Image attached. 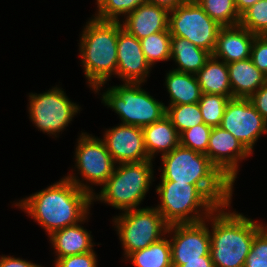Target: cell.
<instances>
[{"label":"cell","mask_w":267,"mask_h":267,"mask_svg":"<svg viewBox=\"0 0 267 267\" xmlns=\"http://www.w3.org/2000/svg\"><path fill=\"white\" fill-rule=\"evenodd\" d=\"M97 13L94 18L101 21H120L121 14L125 17L147 0H96Z\"/></svg>","instance_id":"f546056e"},{"label":"cell","mask_w":267,"mask_h":267,"mask_svg":"<svg viewBox=\"0 0 267 267\" xmlns=\"http://www.w3.org/2000/svg\"><path fill=\"white\" fill-rule=\"evenodd\" d=\"M30 120L36 128L49 135H56L66 129L80 106L71 102L66 93L57 86L45 93L29 95Z\"/></svg>","instance_id":"30bf717a"},{"label":"cell","mask_w":267,"mask_h":267,"mask_svg":"<svg viewBox=\"0 0 267 267\" xmlns=\"http://www.w3.org/2000/svg\"><path fill=\"white\" fill-rule=\"evenodd\" d=\"M239 25L256 36L267 35V0H259L240 17Z\"/></svg>","instance_id":"4dcf8cb0"},{"label":"cell","mask_w":267,"mask_h":267,"mask_svg":"<svg viewBox=\"0 0 267 267\" xmlns=\"http://www.w3.org/2000/svg\"><path fill=\"white\" fill-rule=\"evenodd\" d=\"M166 107V115L180 134L195 125L204 123L198 103L171 105Z\"/></svg>","instance_id":"83f0119b"},{"label":"cell","mask_w":267,"mask_h":267,"mask_svg":"<svg viewBox=\"0 0 267 267\" xmlns=\"http://www.w3.org/2000/svg\"><path fill=\"white\" fill-rule=\"evenodd\" d=\"M126 260H131L136 267H172L170 240L163 237L148 247L134 251Z\"/></svg>","instance_id":"d4e9b609"},{"label":"cell","mask_w":267,"mask_h":267,"mask_svg":"<svg viewBox=\"0 0 267 267\" xmlns=\"http://www.w3.org/2000/svg\"><path fill=\"white\" fill-rule=\"evenodd\" d=\"M250 58L253 64L267 75V35L255 36L251 46Z\"/></svg>","instance_id":"e575fe53"},{"label":"cell","mask_w":267,"mask_h":267,"mask_svg":"<svg viewBox=\"0 0 267 267\" xmlns=\"http://www.w3.org/2000/svg\"><path fill=\"white\" fill-rule=\"evenodd\" d=\"M232 98H250L267 82V75L260 71L251 58L227 64Z\"/></svg>","instance_id":"d6986e66"},{"label":"cell","mask_w":267,"mask_h":267,"mask_svg":"<svg viewBox=\"0 0 267 267\" xmlns=\"http://www.w3.org/2000/svg\"><path fill=\"white\" fill-rule=\"evenodd\" d=\"M187 0H147L148 3L163 7L168 11H172Z\"/></svg>","instance_id":"74e56055"},{"label":"cell","mask_w":267,"mask_h":267,"mask_svg":"<svg viewBox=\"0 0 267 267\" xmlns=\"http://www.w3.org/2000/svg\"><path fill=\"white\" fill-rule=\"evenodd\" d=\"M152 161L117 164L99 194L92 196L93 201L100 200L123 212L138 209L154 178Z\"/></svg>","instance_id":"8992f818"},{"label":"cell","mask_w":267,"mask_h":267,"mask_svg":"<svg viewBox=\"0 0 267 267\" xmlns=\"http://www.w3.org/2000/svg\"><path fill=\"white\" fill-rule=\"evenodd\" d=\"M205 220L196 223H179L168 226L173 236L171 245L172 267L184 265V261L203 260L210 253V230Z\"/></svg>","instance_id":"4fadbf2b"},{"label":"cell","mask_w":267,"mask_h":267,"mask_svg":"<svg viewBox=\"0 0 267 267\" xmlns=\"http://www.w3.org/2000/svg\"><path fill=\"white\" fill-rule=\"evenodd\" d=\"M224 95L202 93L198 102L204 123L210 127H220L228 101Z\"/></svg>","instance_id":"f1b7e54d"},{"label":"cell","mask_w":267,"mask_h":267,"mask_svg":"<svg viewBox=\"0 0 267 267\" xmlns=\"http://www.w3.org/2000/svg\"><path fill=\"white\" fill-rule=\"evenodd\" d=\"M220 127L229 131L251 154L258 138L267 133V121L249 99L243 98L228 101Z\"/></svg>","instance_id":"8fae6325"},{"label":"cell","mask_w":267,"mask_h":267,"mask_svg":"<svg viewBox=\"0 0 267 267\" xmlns=\"http://www.w3.org/2000/svg\"><path fill=\"white\" fill-rule=\"evenodd\" d=\"M151 66L145 59L140 40L122 28L119 21L116 75L124 82L143 83Z\"/></svg>","instance_id":"2e32d148"},{"label":"cell","mask_w":267,"mask_h":267,"mask_svg":"<svg viewBox=\"0 0 267 267\" xmlns=\"http://www.w3.org/2000/svg\"><path fill=\"white\" fill-rule=\"evenodd\" d=\"M122 28L139 40L168 30L169 11L151 3H143L126 15Z\"/></svg>","instance_id":"e0dca14e"},{"label":"cell","mask_w":267,"mask_h":267,"mask_svg":"<svg viewBox=\"0 0 267 267\" xmlns=\"http://www.w3.org/2000/svg\"><path fill=\"white\" fill-rule=\"evenodd\" d=\"M202 93L232 98L227 64L211 55L195 74Z\"/></svg>","instance_id":"7402d4cb"},{"label":"cell","mask_w":267,"mask_h":267,"mask_svg":"<svg viewBox=\"0 0 267 267\" xmlns=\"http://www.w3.org/2000/svg\"><path fill=\"white\" fill-rule=\"evenodd\" d=\"M54 262L55 267H97V255L92 250L88 253L58 258Z\"/></svg>","instance_id":"836d02e7"},{"label":"cell","mask_w":267,"mask_h":267,"mask_svg":"<svg viewBox=\"0 0 267 267\" xmlns=\"http://www.w3.org/2000/svg\"><path fill=\"white\" fill-rule=\"evenodd\" d=\"M259 0H235L236 9L241 16L247 9L257 3Z\"/></svg>","instance_id":"ab89813d"},{"label":"cell","mask_w":267,"mask_h":267,"mask_svg":"<svg viewBox=\"0 0 267 267\" xmlns=\"http://www.w3.org/2000/svg\"><path fill=\"white\" fill-rule=\"evenodd\" d=\"M171 34L169 29L140 39L146 61L152 67L157 61L171 59Z\"/></svg>","instance_id":"484cf974"},{"label":"cell","mask_w":267,"mask_h":267,"mask_svg":"<svg viewBox=\"0 0 267 267\" xmlns=\"http://www.w3.org/2000/svg\"><path fill=\"white\" fill-rule=\"evenodd\" d=\"M161 181L200 186L219 206L231 204L233 184L202 154L181 145L161 155Z\"/></svg>","instance_id":"3957f363"},{"label":"cell","mask_w":267,"mask_h":267,"mask_svg":"<svg viewBox=\"0 0 267 267\" xmlns=\"http://www.w3.org/2000/svg\"><path fill=\"white\" fill-rule=\"evenodd\" d=\"M142 83L124 82L102 94V102L117 113L121 124L145 127L166 115L164 103L141 88Z\"/></svg>","instance_id":"52a82bcc"},{"label":"cell","mask_w":267,"mask_h":267,"mask_svg":"<svg viewBox=\"0 0 267 267\" xmlns=\"http://www.w3.org/2000/svg\"><path fill=\"white\" fill-rule=\"evenodd\" d=\"M113 220L125 258L161 240L169 226L155 207L126 210Z\"/></svg>","instance_id":"ba28073f"},{"label":"cell","mask_w":267,"mask_h":267,"mask_svg":"<svg viewBox=\"0 0 267 267\" xmlns=\"http://www.w3.org/2000/svg\"><path fill=\"white\" fill-rule=\"evenodd\" d=\"M248 99L261 116L267 121V82Z\"/></svg>","instance_id":"d590c367"},{"label":"cell","mask_w":267,"mask_h":267,"mask_svg":"<svg viewBox=\"0 0 267 267\" xmlns=\"http://www.w3.org/2000/svg\"><path fill=\"white\" fill-rule=\"evenodd\" d=\"M211 54L182 37L171 38V59L179 67L177 72L196 74L205 64Z\"/></svg>","instance_id":"603a6c76"},{"label":"cell","mask_w":267,"mask_h":267,"mask_svg":"<svg viewBox=\"0 0 267 267\" xmlns=\"http://www.w3.org/2000/svg\"><path fill=\"white\" fill-rule=\"evenodd\" d=\"M221 28L222 26L211 19L195 0H187L169 11L168 29L171 36L186 38L211 55Z\"/></svg>","instance_id":"9c48e42d"},{"label":"cell","mask_w":267,"mask_h":267,"mask_svg":"<svg viewBox=\"0 0 267 267\" xmlns=\"http://www.w3.org/2000/svg\"><path fill=\"white\" fill-rule=\"evenodd\" d=\"M165 80L171 98L169 106L199 102L202 92L195 74L171 70Z\"/></svg>","instance_id":"cb8c5ba5"},{"label":"cell","mask_w":267,"mask_h":267,"mask_svg":"<svg viewBox=\"0 0 267 267\" xmlns=\"http://www.w3.org/2000/svg\"><path fill=\"white\" fill-rule=\"evenodd\" d=\"M256 35L240 25L222 27L213 52L226 64L250 58L251 46Z\"/></svg>","instance_id":"ac0fdd59"},{"label":"cell","mask_w":267,"mask_h":267,"mask_svg":"<svg viewBox=\"0 0 267 267\" xmlns=\"http://www.w3.org/2000/svg\"><path fill=\"white\" fill-rule=\"evenodd\" d=\"M227 207L230 204L218 207L206 219L212 222L210 257L214 267H244L253 239L264 225Z\"/></svg>","instance_id":"7a4b0ae2"},{"label":"cell","mask_w":267,"mask_h":267,"mask_svg":"<svg viewBox=\"0 0 267 267\" xmlns=\"http://www.w3.org/2000/svg\"><path fill=\"white\" fill-rule=\"evenodd\" d=\"M212 127L205 123L195 125L179 134L180 145L193 151L206 154Z\"/></svg>","instance_id":"1f68e13d"},{"label":"cell","mask_w":267,"mask_h":267,"mask_svg":"<svg viewBox=\"0 0 267 267\" xmlns=\"http://www.w3.org/2000/svg\"><path fill=\"white\" fill-rule=\"evenodd\" d=\"M206 155L234 185L239 172V161L246 159L251 153L229 131L223 130L221 127H213Z\"/></svg>","instance_id":"5bb4252c"},{"label":"cell","mask_w":267,"mask_h":267,"mask_svg":"<svg viewBox=\"0 0 267 267\" xmlns=\"http://www.w3.org/2000/svg\"><path fill=\"white\" fill-rule=\"evenodd\" d=\"M103 141L116 164L151 160L145 149L141 127L120 123L119 126L106 129Z\"/></svg>","instance_id":"9a60e30c"},{"label":"cell","mask_w":267,"mask_h":267,"mask_svg":"<svg viewBox=\"0 0 267 267\" xmlns=\"http://www.w3.org/2000/svg\"><path fill=\"white\" fill-rule=\"evenodd\" d=\"M69 174L51 186L15 203L41 225L48 236L81 222L93 204V187ZM92 202V203H91Z\"/></svg>","instance_id":"6da1fadb"},{"label":"cell","mask_w":267,"mask_h":267,"mask_svg":"<svg viewBox=\"0 0 267 267\" xmlns=\"http://www.w3.org/2000/svg\"><path fill=\"white\" fill-rule=\"evenodd\" d=\"M142 129L145 149L151 160L155 153L164 155L180 145L179 133L167 115Z\"/></svg>","instance_id":"44dd1931"},{"label":"cell","mask_w":267,"mask_h":267,"mask_svg":"<svg viewBox=\"0 0 267 267\" xmlns=\"http://www.w3.org/2000/svg\"><path fill=\"white\" fill-rule=\"evenodd\" d=\"M87 217L88 215L79 224L57 230L49 236L50 243L56 250V260L65 256L88 253L94 250L91 234L81 226V223L88 219Z\"/></svg>","instance_id":"ffe728a7"},{"label":"cell","mask_w":267,"mask_h":267,"mask_svg":"<svg viewBox=\"0 0 267 267\" xmlns=\"http://www.w3.org/2000/svg\"><path fill=\"white\" fill-rule=\"evenodd\" d=\"M244 267H267V225L255 235Z\"/></svg>","instance_id":"d6a6232c"},{"label":"cell","mask_w":267,"mask_h":267,"mask_svg":"<svg viewBox=\"0 0 267 267\" xmlns=\"http://www.w3.org/2000/svg\"><path fill=\"white\" fill-rule=\"evenodd\" d=\"M205 13L222 27L237 26L240 15L235 0H195Z\"/></svg>","instance_id":"4316f807"},{"label":"cell","mask_w":267,"mask_h":267,"mask_svg":"<svg viewBox=\"0 0 267 267\" xmlns=\"http://www.w3.org/2000/svg\"><path fill=\"white\" fill-rule=\"evenodd\" d=\"M0 267H42L27 260L15 258L13 256H1Z\"/></svg>","instance_id":"8d00e7d4"},{"label":"cell","mask_w":267,"mask_h":267,"mask_svg":"<svg viewBox=\"0 0 267 267\" xmlns=\"http://www.w3.org/2000/svg\"><path fill=\"white\" fill-rule=\"evenodd\" d=\"M178 267H214V264L209 253L203 260L184 261V265Z\"/></svg>","instance_id":"f35d334b"},{"label":"cell","mask_w":267,"mask_h":267,"mask_svg":"<svg viewBox=\"0 0 267 267\" xmlns=\"http://www.w3.org/2000/svg\"><path fill=\"white\" fill-rule=\"evenodd\" d=\"M75 148V167L89 183L103 186L113 174L116 163L107 150L103 139L81 133Z\"/></svg>","instance_id":"7c38bea8"},{"label":"cell","mask_w":267,"mask_h":267,"mask_svg":"<svg viewBox=\"0 0 267 267\" xmlns=\"http://www.w3.org/2000/svg\"><path fill=\"white\" fill-rule=\"evenodd\" d=\"M119 21L86 22L80 38V57L89 86L97 93L116 75Z\"/></svg>","instance_id":"277c9868"},{"label":"cell","mask_w":267,"mask_h":267,"mask_svg":"<svg viewBox=\"0 0 267 267\" xmlns=\"http://www.w3.org/2000/svg\"><path fill=\"white\" fill-rule=\"evenodd\" d=\"M156 193L161 202L155 208L169 225L206 220L220 207L200 186L194 184L161 181L156 186Z\"/></svg>","instance_id":"5b68a950"}]
</instances>
